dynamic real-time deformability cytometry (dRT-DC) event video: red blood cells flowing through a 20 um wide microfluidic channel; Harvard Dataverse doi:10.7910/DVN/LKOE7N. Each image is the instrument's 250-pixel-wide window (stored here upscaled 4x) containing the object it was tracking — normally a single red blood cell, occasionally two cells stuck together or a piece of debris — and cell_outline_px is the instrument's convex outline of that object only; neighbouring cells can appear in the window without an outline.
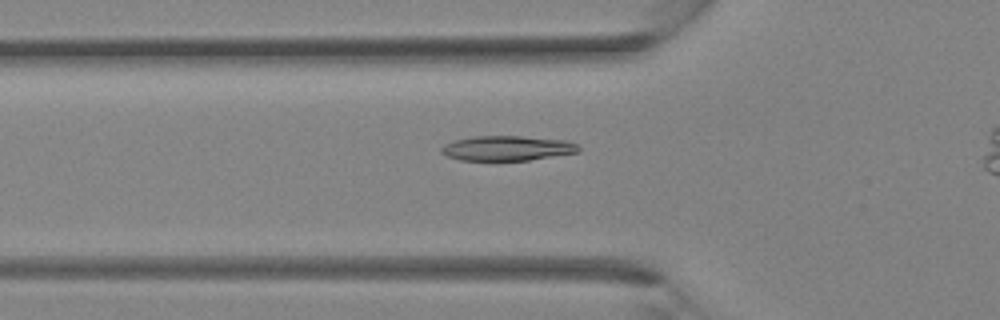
{"species": "Egyptian fruit bat (a non-hibernating species)", "species_latin": "Rousettus aegyptiacus", "temperature_condition": "room temperature", "stored_images_in_passage": 21, "camera_frame_rate_fps": 3000, "um_per_image_px": 0.085, "animal": {"sex": "female"}, "frame": {"image": 1, "passage_image": 2, "time_ms": 0.333, "image_size_px": [1000, 320], "cell_outline_px": [[580, 148], [576, 152], [528, 160], [460, 160], [448, 156], [440, 152], [440, 148], [444, 144], [456, 140], [472, 136], [520, 136], [564, 140], [576, 144]], "centroid_in_image_um": [43.05, 12.59], "position_along_channel_um": 82.8, "area_um2": 19.59}}
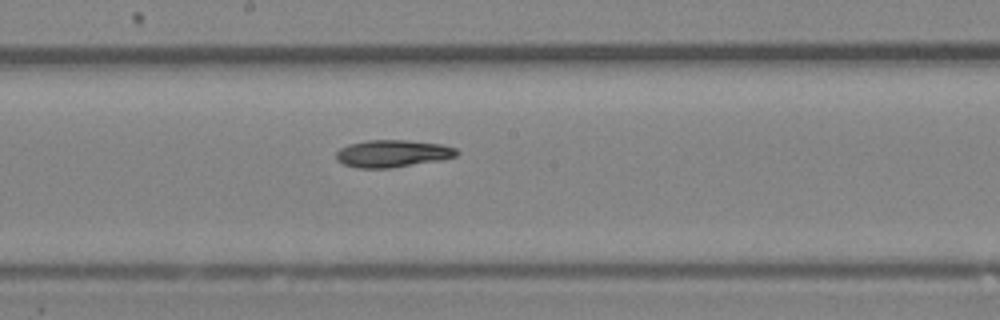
{"frame": {"image": 2, "passage_image": 9, "time_ms": 2.667, "image_size_px": [1000, 320], "cell_outline_px": [[460, 152], [456, 156], [444, 160], [388, 168], [356, 168], [344, 164], [336, 160], [336, 152], [340, 148], [348, 144], [368, 140], [408, 140], [440, 144], [456, 148]], "centroid_in_image_um": [33.37, 13.05], "position_along_channel_um": 214.8, "area_um2": 19.31}}
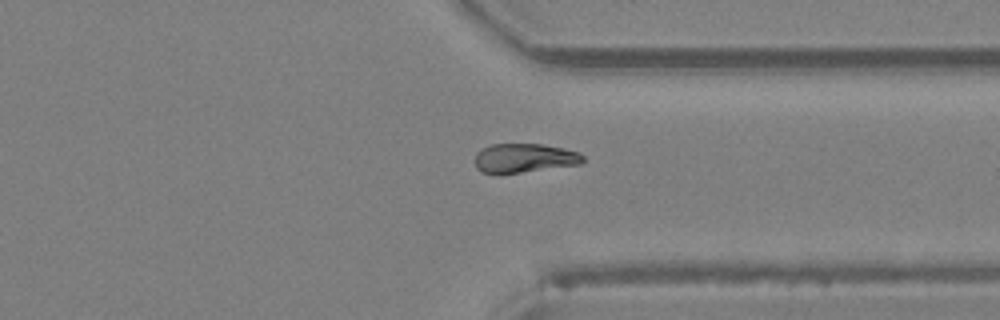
{"frame": {"image": 3, "passage_image": 17, "time_ms": 5.333, "image_size_px": [1000, 320], "cell_outline_px": [[584, 160], [580, 164], [500, 176], [496, 176], [480, 172], [476, 168], [476, 152], [492, 144], [544, 144], [564, 148], [580, 152], [584, 156]], "centroid_in_image_um": [44.54, 13.47], "position_along_channel_um": 366.9, "area_um2": 18.96}}